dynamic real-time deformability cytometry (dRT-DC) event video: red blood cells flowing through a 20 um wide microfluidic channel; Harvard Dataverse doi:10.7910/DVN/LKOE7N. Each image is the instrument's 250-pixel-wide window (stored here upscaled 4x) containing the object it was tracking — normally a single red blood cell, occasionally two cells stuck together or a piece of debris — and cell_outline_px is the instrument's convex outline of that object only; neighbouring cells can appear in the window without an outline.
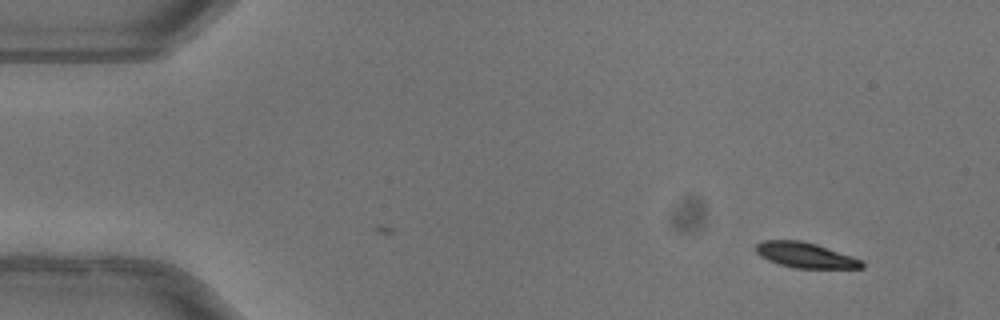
{"species": "common noctule bat (a hibernating species)", "species_latin": "Nyctalus noctula", "temperature_condition": "warm", "stored_images_in_passage": 48, "camera_frame_rate_fps": 3000, "um_per_image_px": 0.085, "animal": {"sex": "female"}, "frame": {"image": 1, "passage_image": 1, "time_ms": 0.0, "image_size_px": [1000, 320], "cell_outline_px": [[864, 268], [792, 268], [768, 260], [760, 256], [756, 252], [756, 244], [764, 240], [800, 240], [816, 244], [864, 260]], "centroid_in_image_um": [68.47, 21.69], "position_along_channel_um": 16.5, "area_um2": 15.66}}
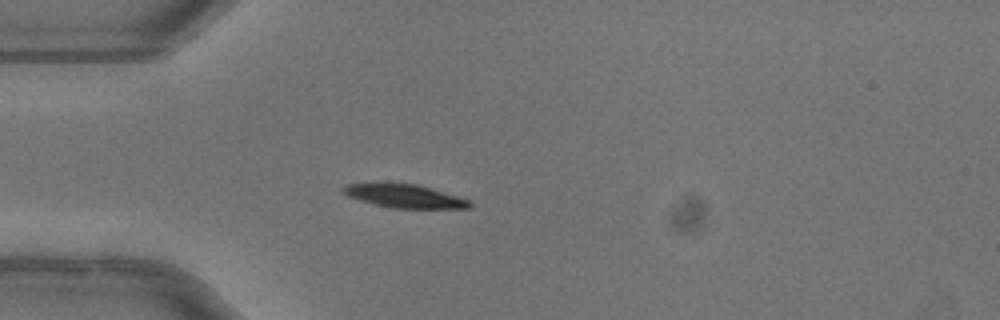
{"frame": {"image": 2, "passage_image": 11, "time_ms": 3.333, "image_size_px": [1000, 320], "cell_outline_px": [[472, 208], [392, 208], [376, 204], [348, 196], [344, 192], [344, 188], [348, 184], [416, 184], [472, 200]], "centroid_in_image_um": [34.51, 16.69], "position_along_channel_um": 50.5, "area_um2": 16.65}}
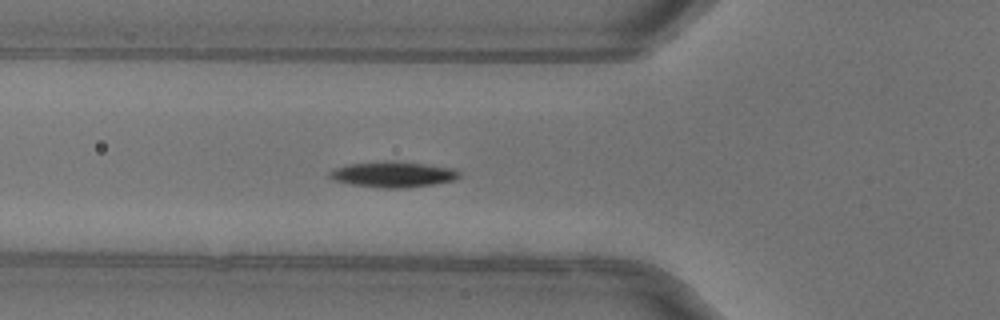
{"frame": {"image": 3, "passage_image": 15, "time_ms": 4.667, "image_size_px": [1000, 320], "cell_outline_px": [[460, 176], [452, 180], [432, 184], [404, 188], [380, 188], [352, 184], [332, 180], [328, 176], [328, 172], [336, 168], [348, 164], [384, 160], [388, 160], [424, 164], [456, 168], [460, 172]], "centroid_in_image_um": [33.38, 14.81], "position_along_channel_um": 92.4, "area_um2": 19.48}, "authors_computed_cell_mechanics": {"area_um2": 17.5712, "velocity_mm_per_s": 4.022, "shape_relaxation_time_tau1_ms": 2.6953, "shape_relaxation_time_tau2_ms": null, "deformation_change_tau1": 0.1293, "deformation_change_tau2": null}}